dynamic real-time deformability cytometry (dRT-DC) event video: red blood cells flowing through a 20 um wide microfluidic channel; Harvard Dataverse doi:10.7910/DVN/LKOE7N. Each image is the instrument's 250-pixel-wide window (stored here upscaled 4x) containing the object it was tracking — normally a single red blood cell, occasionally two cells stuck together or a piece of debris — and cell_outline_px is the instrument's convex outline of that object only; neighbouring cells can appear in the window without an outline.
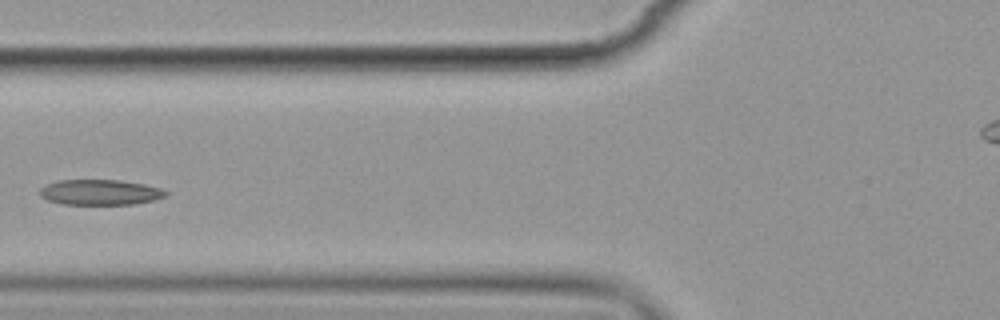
{"species": "common noctule bat (a hibernating species)", "species_latin": "Nyctalus noctula", "temperature_condition": "cold", "stored_images_in_passage": 13, "segment_of_instrument_passage": [1, 2], "camera_frame_rate_fps": 3000, "um_per_image_px": 0.085, "animal": {"sex": "female", "body_mass_g": 19.9}, "frame": {"image": 1, "passage_image": 5, "time_ms": 5.667, "image_size_px": [1000, 320], "cell_outline_px": [[168, 196], [156, 200], [132, 204], [60, 204], [48, 200], [40, 196], [40, 188], [44, 184], [60, 180], [120, 180], [144, 184], [160, 188], [168, 192]], "centroid_in_image_um": [8.51, 16.34], "position_along_channel_um": 117.3, "area_um2": 18.79}}
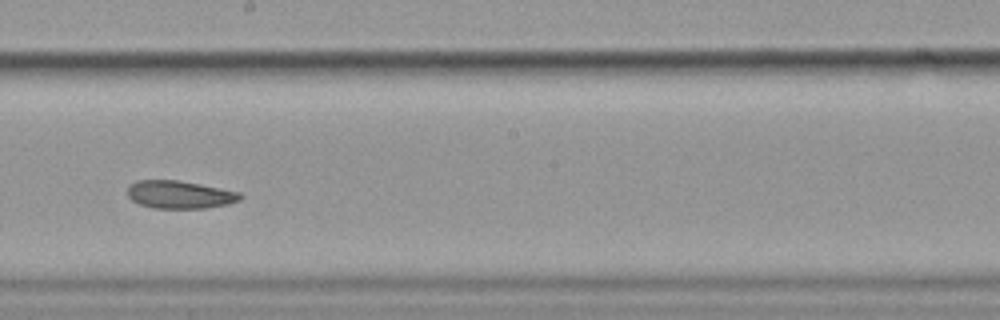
{"frame": {"image": 2, "passage_image": 8, "time_ms": 9.0, "image_size_px": [1000, 320], "cell_outline_px": [[244, 196], [240, 200], [228, 204], [204, 208], [152, 208], [140, 204], [132, 200], [128, 196], [128, 184], [136, 180], [176, 180], [200, 184], [240, 192]], "centroid_in_image_um": [15.27, 16.54], "position_along_channel_um": 232.9, "area_um2": 18.32}}
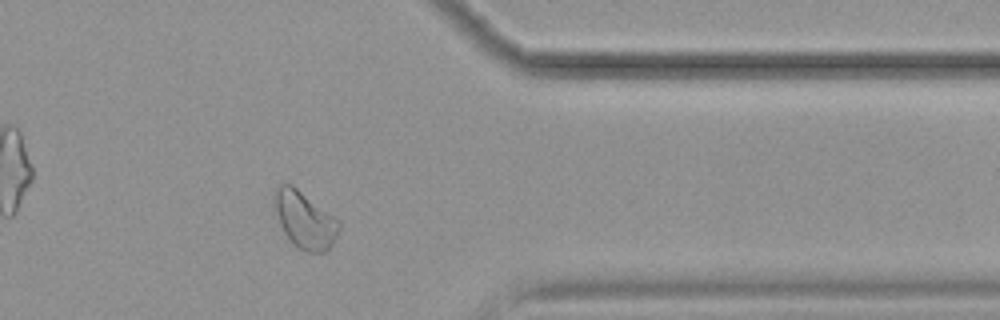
{"frame": {"image": 3, "passage_image": 12, "time_ms": 13.667, "image_size_px": [1000, 320], "cell_outline_px": [[340, 228], [332, 244], [324, 252], [308, 252], [300, 248], [284, 232], [280, 224], [272, 204], [276, 188], [280, 184], [292, 184], [340, 220]], "centroid_in_image_um": [25.9, 18.65], "position_along_channel_um": 385.5, "area_um2": 21.21}}